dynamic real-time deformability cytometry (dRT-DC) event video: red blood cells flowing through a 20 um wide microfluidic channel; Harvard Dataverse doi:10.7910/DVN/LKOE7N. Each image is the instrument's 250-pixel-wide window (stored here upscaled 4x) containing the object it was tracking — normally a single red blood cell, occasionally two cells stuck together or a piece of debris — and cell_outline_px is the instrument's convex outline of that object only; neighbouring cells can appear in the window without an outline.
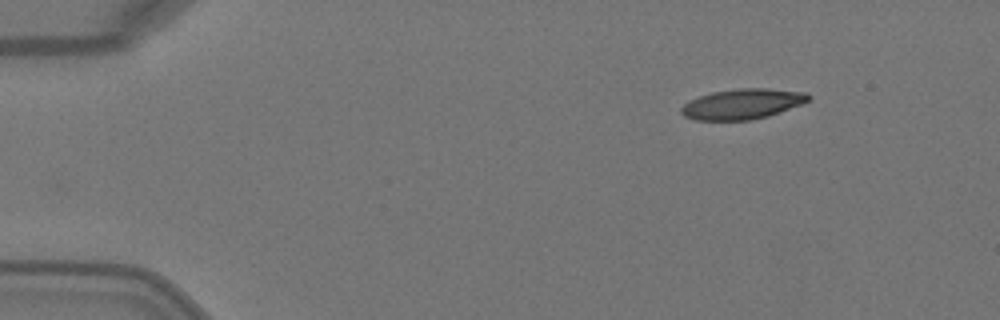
{"species": "Egyptian fruit bat (a non-hibernating species)", "species_latin": "Rousettus aegyptiacus", "temperature_condition": "warm", "stored_images_in_passage": 3, "camera_frame_rate_fps": 3000, "um_per_image_px": 0.085, "animal": {"sex": "female"}, "frame": {"image": 1, "passage_image": 1, "time_ms": 0.0, "image_size_px": [1000, 320], "cell_outline_px": [[812, 96], [804, 104], [768, 116], [748, 120], [696, 120], [684, 116], [680, 112], [680, 108], [688, 100], [712, 92], [740, 88], [768, 88], [808, 92]], "centroid_in_image_um": [63.13, 8.83], "position_along_channel_um": 21.9, "area_um2": 22.66}}